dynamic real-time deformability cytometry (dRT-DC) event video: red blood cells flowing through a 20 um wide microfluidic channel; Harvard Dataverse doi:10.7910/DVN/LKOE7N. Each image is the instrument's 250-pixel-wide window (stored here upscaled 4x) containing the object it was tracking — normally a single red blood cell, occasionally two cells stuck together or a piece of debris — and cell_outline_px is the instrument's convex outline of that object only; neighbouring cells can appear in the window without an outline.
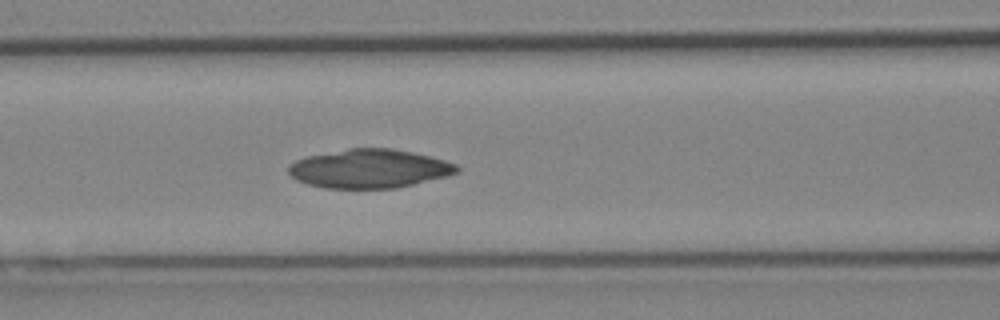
{"species": "Egyptian fruit bat (a non-hibernating species)", "species_latin": "Rousettus aegyptiacus", "temperature_condition": "cold", "stored_images_in_passage": 33, "camera_frame_rate_fps": 3000, "um_per_image_px": 0.085, "animal": {"sex": "female"}, "frame": {"image": 1, "passage_image": 7, "time_ms": 2.0, "image_size_px": [1000, 320], "cell_outline_px": [[460, 168], [456, 172], [444, 176], [396, 188], [324, 188], [308, 184], [296, 180], [288, 172], [288, 168], [296, 160], [304, 156], [348, 148], [392, 148], [412, 152], [444, 160], [456, 164]], "centroid_in_image_um": [31.34, 14.33], "position_along_channel_um": 135.3, "area_um2": 37.8}}
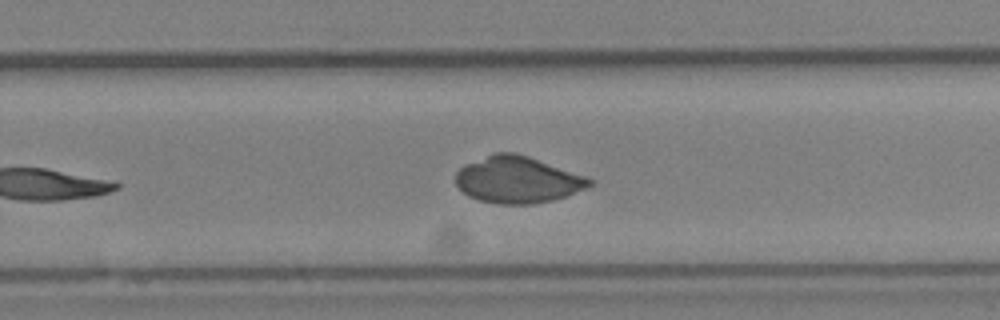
{"frame": {"image": 2, "passage_image": 18, "time_ms": 5.667, "image_size_px": [1000, 320], "cell_outline_px": [[592, 184], [584, 188], [564, 196], [552, 200], [532, 204], [500, 204], [480, 200], [468, 196], [456, 184], [456, 172], [464, 164], [496, 152], [516, 152], [588, 176], [592, 180]], "centroid_in_image_um": [43.98, 15.26], "position_along_channel_um": 285.8, "area_um2": 36.18}}
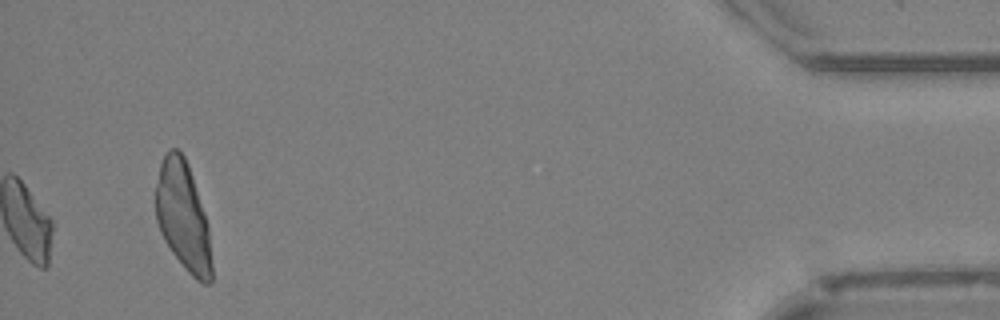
{"frame": {"image": 3, "passage_image": 33, "time_ms": 10.667, "image_size_px": [1000, 320], "cell_outline_px": [[212, 280], [208, 284], [204, 284], [196, 280], [184, 268], [172, 252], [164, 240], [160, 232], [156, 220], [156, 184], [160, 164], [164, 152], [168, 148], [176, 148], [184, 156], [188, 164], [208, 224], [212, 264]], "centroid_in_image_um": [15.55, 18.4], "position_along_channel_um": 419.6, "area_um2": 35.55}}